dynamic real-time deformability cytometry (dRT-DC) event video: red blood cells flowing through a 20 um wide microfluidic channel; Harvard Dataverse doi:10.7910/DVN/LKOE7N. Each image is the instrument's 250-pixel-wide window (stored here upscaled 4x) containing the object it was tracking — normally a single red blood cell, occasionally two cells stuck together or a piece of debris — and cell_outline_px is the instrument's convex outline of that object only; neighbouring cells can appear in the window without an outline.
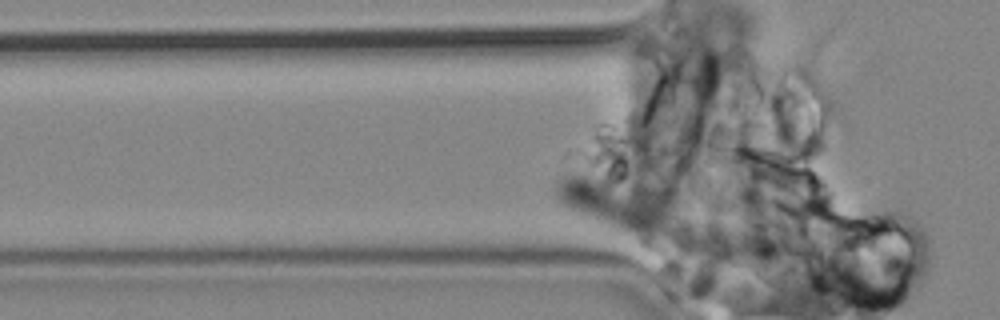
{"species": "common noctule bat (a hibernating species)", "species_latin": "Nyctalus noctula", "temperature_condition": "cold", "stored_images_in_passage": 78, "camera_frame_rate_fps": 3000, "um_per_image_px": 0.085, "animal": {"sex": "male", "body_mass_g": 19.2, "forearm_length_mm": 51.8}, "frame": {"image": 1, "passage_image": 7, "time_ms": 2.0, "image_size_px": [1000, 320], "cell_outline_px": [[656, 240], [636, 240], [568, 208], [560, 204], [556, 196], [556, 184], [560, 176], [568, 172], [592, 172], [624, 196], [656, 224]], "centroid_in_image_um": [51.31, 17.43], "position_along_channel_um": 74.5, "area_um2": 26.24}}
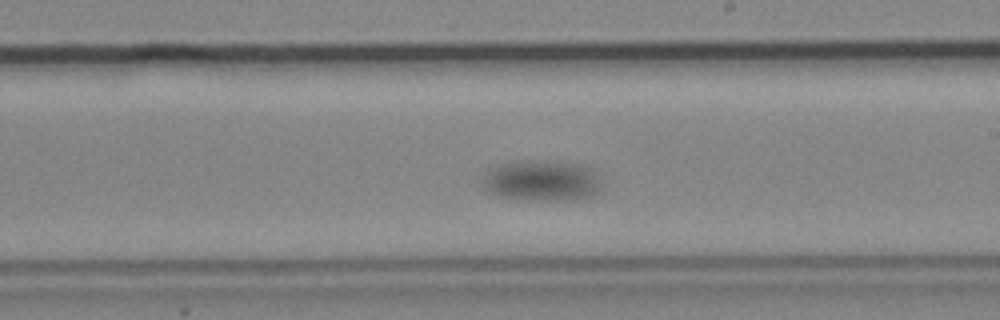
{"frame": {"image": 2, "passage_image": 34, "time_ms": 11.0, "image_size_px": [1000, 320], "cell_outline_px": [[600, 192], [592, 196], [572, 200], [544, 200], [500, 196], [488, 192], [484, 188], [480, 180], [496, 164], [520, 160], [584, 164], [592, 168], [596, 172], [600, 184]], "centroid_in_image_um": [46.06, 15.35], "position_along_channel_um": 242.9, "area_um2": 28.32}}
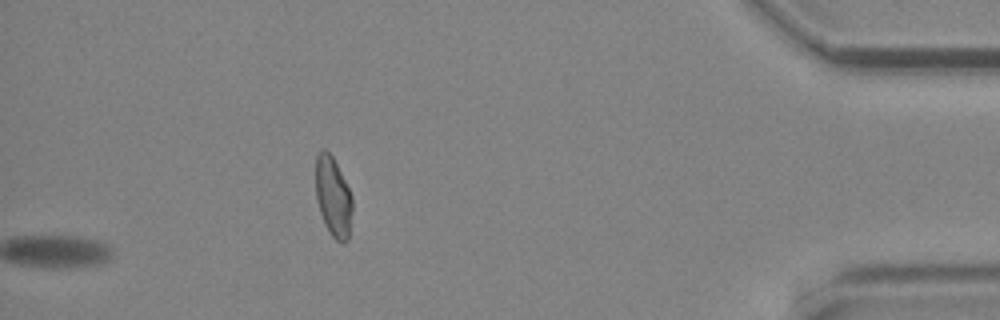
{"frame": {"image": 3, "passage_image": 78, "time_ms": 25.667, "image_size_px": [1000, 320], "cell_outline_px": [[352, 212], [348, 240], [344, 244], [336, 240], [328, 232], [320, 212], [316, 200], [316, 156], [324, 148], [332, 156], [352, 196]], "centroid_in_image_um": [28.32, 16.78], "position_along_channel_um": 406.9, "area_um2": 16.94}}